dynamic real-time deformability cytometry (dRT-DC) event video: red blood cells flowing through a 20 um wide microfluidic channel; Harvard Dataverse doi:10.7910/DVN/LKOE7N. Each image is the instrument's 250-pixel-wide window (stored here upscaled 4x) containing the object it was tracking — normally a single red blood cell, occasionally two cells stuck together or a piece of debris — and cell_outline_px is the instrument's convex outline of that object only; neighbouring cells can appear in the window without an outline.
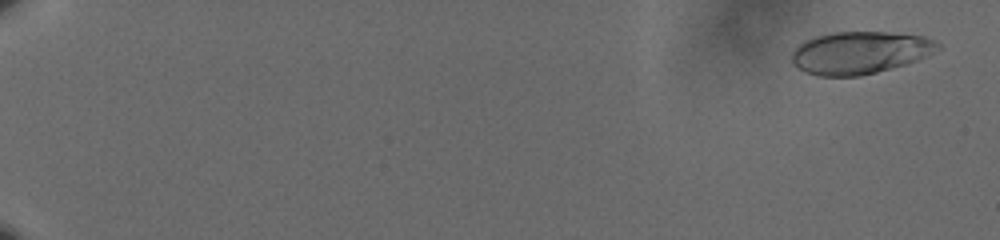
{"species": "human", "species_latin": "Homo sapiens", "temperature_condition": "cold", "stored_images_in_passage": 61, "camera_frame_rate_fps": 3000, "um_per_image_px": 0.085, "donor": {"sex": "male"}, "frame": {"image": 1, "passage_image": 3, "time_ms": 0.667, "image_size_px": [1000, 240], "cell_outline_px": [[940, 48], [916, 60], [904, 64], [876, 72], [860, 76], [820, 76], [804, 72], [792, 64], [792, 52], [804, 40], [816, 36], [832, 32], [888, 32], [924, 36], [940, 44]], "centroid_in_image_um": [73.04, 4.47], "position_along_channel_um": 12.0, "area_um2": 35.84}}
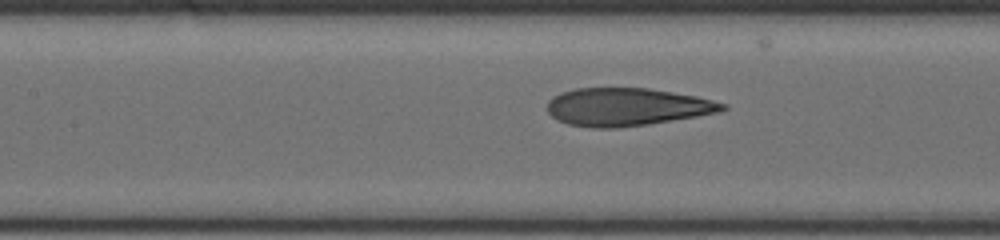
{"frame": {"image": 2, "passage_image": 32, "time_ms": 10.333, "image_size_px": [1000, 240], "cell_outline_px": [[728, 108], [720, 112], [648, 124], [616, 128], [592, 128], [568, 124], [556, 120], [548, 112], [548, 100], [552, 96], [560, 92], [576, 88], [648, 88], [696, 96], [728, 104]], "centroid_in_image_um": [53.26, 9.09], "position_along_channel_um": 154.1, "area_um2": 38.73}}
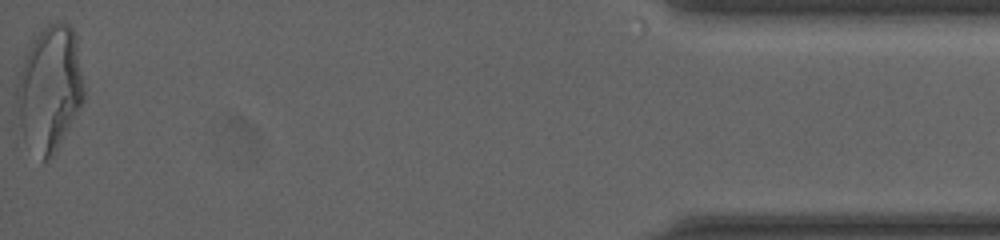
{"frame": {"image": 3, "passage_image": 61, "time_ms": 20.0, "image_size_px": [1000, 240], "cell_outline_px": [[84, 100], [80, 108], [56, 152], [48, 160], [44, 160], [24, 140], [16, 108], [16, 84], [28, 48], [32, 40], [48, 24], [56, 20], [68, 24], [76, 32], [84, 88]], "centroid_in_image_um": [4.23, 7.5], "position_along_channel_um": 431.0, "area_um2": 49.07}, "authors_computed_cell_mechanics": {"area_um2": 38.2636, "velocity_mm_per_s": 3.6255, "shape_relaxation_time_tau1_ms": 5.6778, "shape_relaxation_time_tau2_ms": 1.196, "deformation_change_tau1": 0.208, "deformation_change_tau2": 0.0826}}